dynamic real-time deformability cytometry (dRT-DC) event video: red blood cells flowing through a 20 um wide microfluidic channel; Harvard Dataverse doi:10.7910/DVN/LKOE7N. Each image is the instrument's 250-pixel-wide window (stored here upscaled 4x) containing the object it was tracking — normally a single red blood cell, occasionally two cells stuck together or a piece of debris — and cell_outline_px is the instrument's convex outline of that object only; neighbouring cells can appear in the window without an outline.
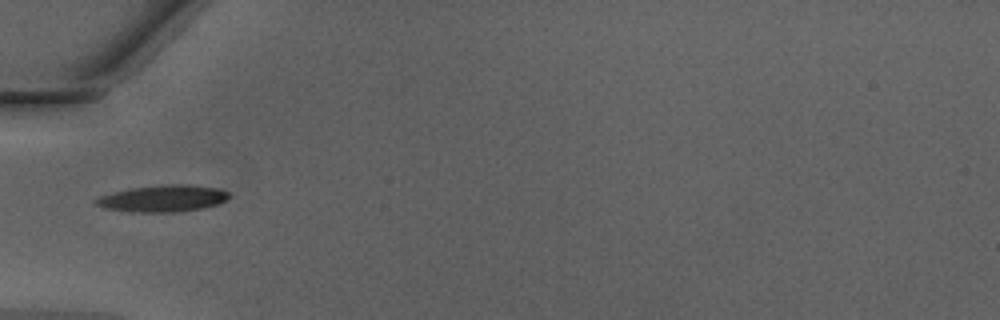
{"species": "Egyptian fruit bat (a non-hibernating species)", "species_latin": "Rousettus aegyptiacus", "temperature_condition": "warm", "stored_images_in_passage": 28, "camera_frame_rate_fps": 3000, "um_per_image_px": 0.085, "animal": {"sex": "male"}, "frame": {"image": 1, "passage_image": 1, "time_ms": 0.0, "image_size_px": [1000, 320], "cell_outline_px": [[232, 196], [220, 204], [204, 208], [176, 212], [128, 212], [108, 208], [96, 204], [96, 200], [100, 196], [128, 188], [172, 184], [192, 184], [216, 188], [228, 192]], "centroid_in_image_um": [13.92, 16.87], "position_along_channel_um": 71.1, "area_um2": 20.75}}
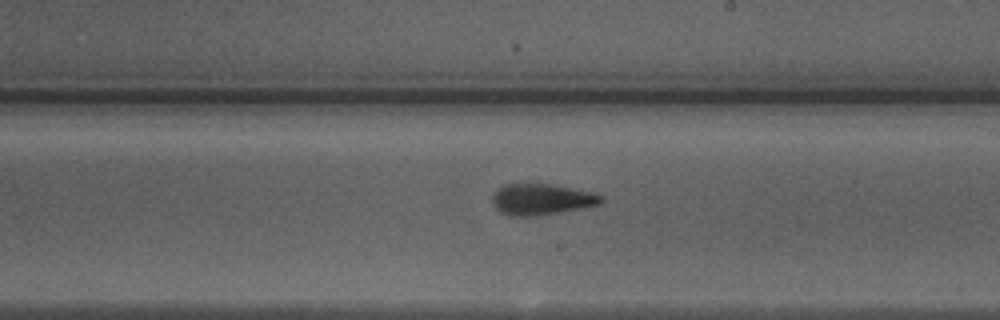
{"frame": {"image": 2, "passage_image": 13, "time_ms": 4.0, "image_size_px": [1000, 320], "cell_outline_px": [[604, 200], [600, 204], [560, 212], [536, 216], [512, 216], [500, 212], [492, 204], [492, 196], [504, 184], [552, 184], [588, 192], [604, 196]], "centroid_in_image_um": [46.01, 16.95], "position_along_channel_um": 243.0, "area_um2": 19.48}}
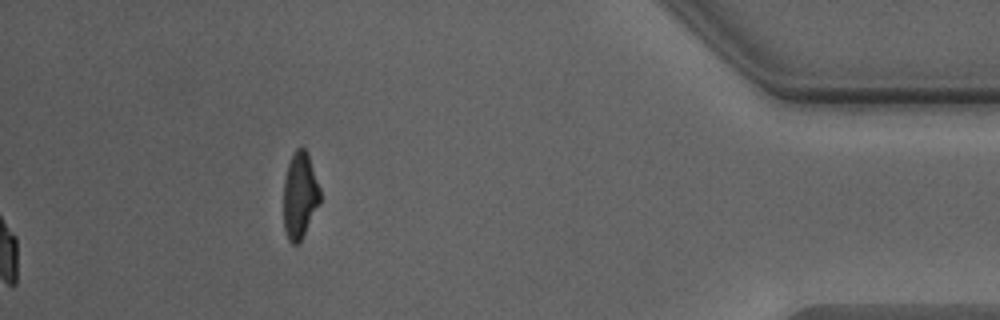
{"frame": {"image": 3, "passage_image": 28, "time_ms": 9.0, "image_size_px": [1000, 320], "cell_outline_px": [[320, 204], [300, 244], [292, 244], [288, 240], [284, 228], [284, 180], [288, 164], [296, 148], [304, 148], [308, 152], [320, 188]], "centroid_in_image_um": [25.5, 16.65], "position_along_channel_um": 409.7, "area_um2": 18.61}, "authors_computed_cell_mechanics": {"area_um2": 19.1896, "velocity_mm_per_s": 4.3027, "shape_relaxation_time_tau1_ms": 2.2999, "shape_relaxation_time_tau2_ms": 1.8318, "deformation_change_tau1": 0.1549, "deformation_change_tau2": 0.1126}}